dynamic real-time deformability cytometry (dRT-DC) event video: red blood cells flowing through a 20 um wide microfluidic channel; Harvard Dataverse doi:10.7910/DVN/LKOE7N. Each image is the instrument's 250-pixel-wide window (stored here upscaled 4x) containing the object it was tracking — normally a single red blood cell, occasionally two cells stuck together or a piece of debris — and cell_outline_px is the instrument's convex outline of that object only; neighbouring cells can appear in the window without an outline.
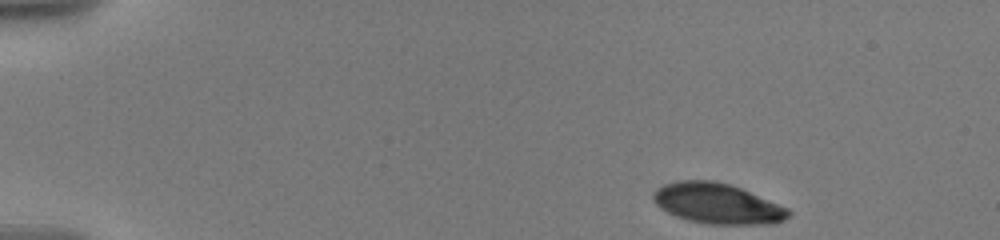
{"species": "human", "species_latin": "Homo sapiens", "temperature_condition": "warm", "stored_images_in_passage": 50, "camera_frame_rate_fps": 3000, "um_per_image_px": 0.085, "donor": {"sex": "male"}, "frame": {"image": 1, "passage_image": 1, "time_ms": 0.0, "image_size_px": [1000, 240], "cell_outline_px": [[792, 212], [784, 220], [776, 224], [708, 224], [688, 220], [676, 216], [660, 208], [652, 200], [652, 192], [656, 188], [664, 184], [676, 180], [712, 180], [728, 184], [740, 188], [788, 208]], "centroid_in_image_um": [60.94, 17.3], "position_along_channel_um": 24.1, "area_um2": 31.91}}
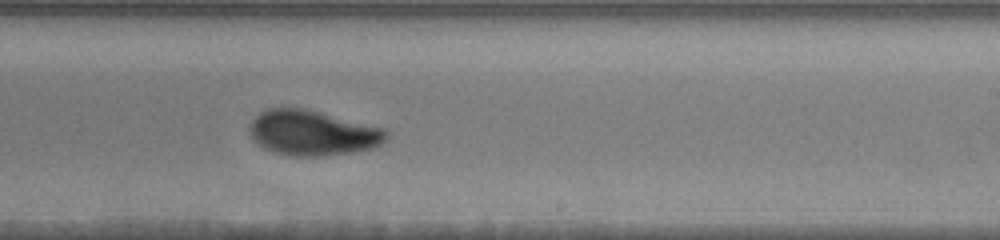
{"frame": {"image": 2, "passage_image": 30, "time_ms": 9.667, "image_size_px": [1000, 240], "cell_outline_px": [[388, 136], [380, 144], [372, 148], [324, 156], [292, 156], [272, 152], [264, 148], [252, 140], [248, 132], [248, 128], [252, 120], [260, 112], [268, 108], [304, 108], [388, 128]], "centroid_in_image_um": [26.55, 11.29], "position_along_channel_um": 262.4, "area_um2": 36.3}}
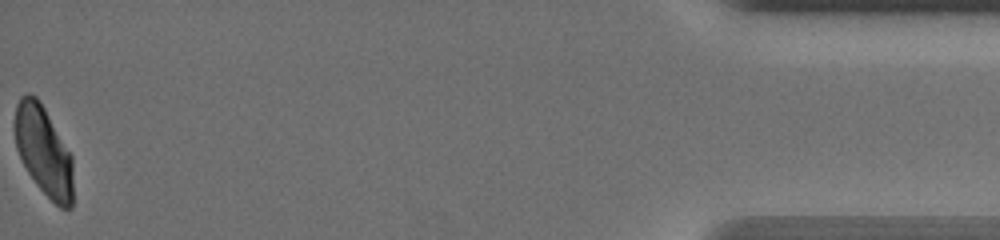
{"frame": {"image": 3, "passage_image": 50, "time_ms": 16.667, "image_size_px": [1000, 240], "cell_outline_px": [[72, 208], [60, 208], [36, 184], [28, 172], [16, 148], [12, 128], [12, 124], [16, 104], [20, 96], [28, 92], [36, 96], [40, 100], [72, 156]], "centroid_in_image_um": [3.66, 12.76], "position_along_channel_um": 431.5, "area_um2": 30.69}, "authors_computed_cell_mechanics": {"area_um2": 34.0153, "velocity_mm_per_s": 3.5655, "shape_relaxation_time_tau1_ms": 3.5537, "shape_relaxation_time_tau2_ms": 1.9524, "deformation_change_tau1": 0.1367, "deformation_change_tau2": 0.0519}}